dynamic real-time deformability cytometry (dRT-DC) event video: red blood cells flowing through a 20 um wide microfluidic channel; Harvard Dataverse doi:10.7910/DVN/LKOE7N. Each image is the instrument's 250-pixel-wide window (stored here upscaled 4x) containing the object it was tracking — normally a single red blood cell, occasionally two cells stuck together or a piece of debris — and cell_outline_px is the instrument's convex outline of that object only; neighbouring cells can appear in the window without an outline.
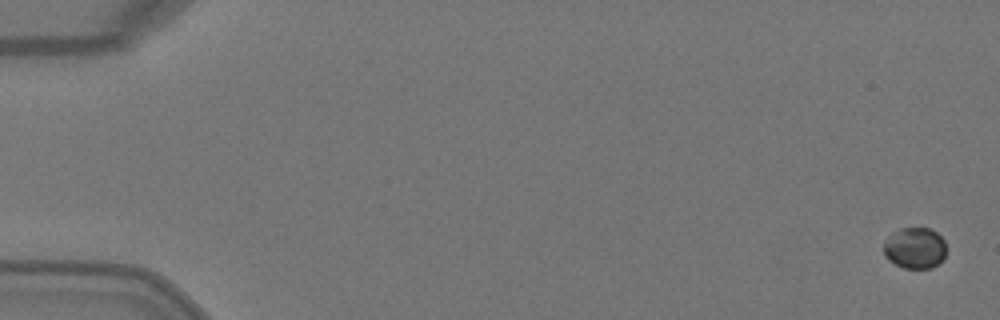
{"species": "Egyptian fruit bat (a non-hibernating species)", "species_latin": "Rousettus aegyptiacus", "temperature_condition": "warm", "stored_images_in_passage": 6, "camera_frame_rate_fps": 3000, "um_per_image_px": 0.085, "animal": {"sex": "female"}, "frame": {"image": 1, "passage_image": 1, "time_ms": 0.0, "image_size_px": [1000, 320], "cell_outline_px": [[944, 260], [932, 268], [904, 268], [888, 260], [884, 256], [884, 240], [892, 232], [900, 228], [928, 228], [936, 232], [944, 240]], "centroid_in_image_um": [77.74, 21.08], "position_along_channel_um": 7.3, "area_um2": 15.09}}
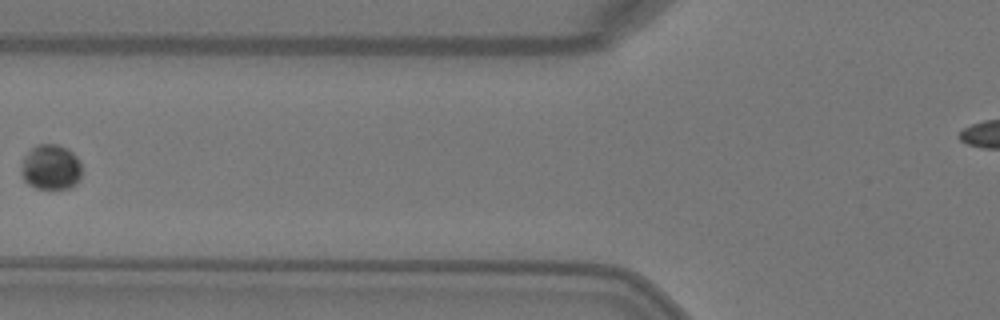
{"frame": {"image": 2, "passage_image": 6, "time_ms": 1.667, "image_size_px": [1000, 320], "cell_outline_px": [[80, 180], [76, 184], [68, 188], [36, 188], [28, 184], [24, 180], [20, 172], [20, 168], [24, 156], [32, 148], [40, 144], [56, 144], [68, 148], [80, 160]], "centroid_in_image_um": [4.31, 14.21], "position_along_channel_um": 121.5, "area_um2": 16.01}}